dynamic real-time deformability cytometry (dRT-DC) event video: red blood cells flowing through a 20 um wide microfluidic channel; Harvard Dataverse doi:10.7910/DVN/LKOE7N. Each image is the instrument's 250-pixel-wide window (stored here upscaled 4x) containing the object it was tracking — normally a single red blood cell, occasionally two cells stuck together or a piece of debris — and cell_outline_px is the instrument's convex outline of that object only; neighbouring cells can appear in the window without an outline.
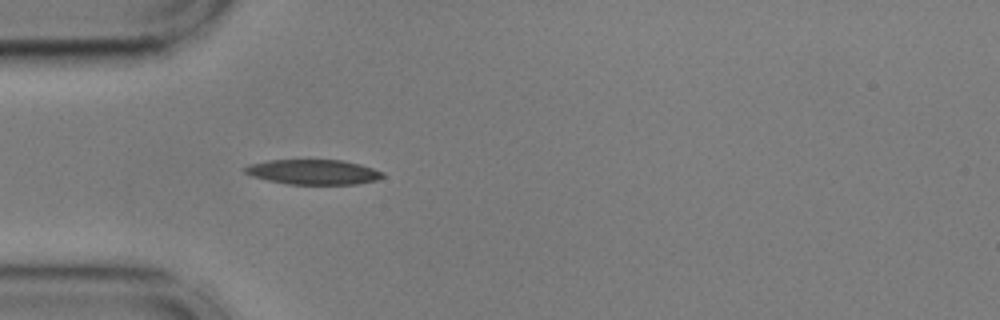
{"species": "common noctule bat (a hibernating species)", "species_latin": "Nyctalus noctula", "temperature_condition": "cold", "stored_images_in_passage": 40, "camera_frame_rate_fps": 3000, "um_per_image_px": 0.085, "animal": {"sex": "male", "body_mass_g": 17.9, "forearm_length_mm": 54.2}, "frame": {"image": 1, "passage_image": 1, "time_ms": 0.0, "image_size_px": [1000, 320], "cell_outline_px": [[384, 176], [376, 180], [356, 184], [288, 184], [268, 180], [252, 176], [244, 172], [244, 168], [248, 164], [268, 160], [344, 160], [360, 164], [384, 172]], "centroid_in_image_um": [26.63, 14.61], "position_along_channel_um": 58.4, "area_um2": 20.0}}
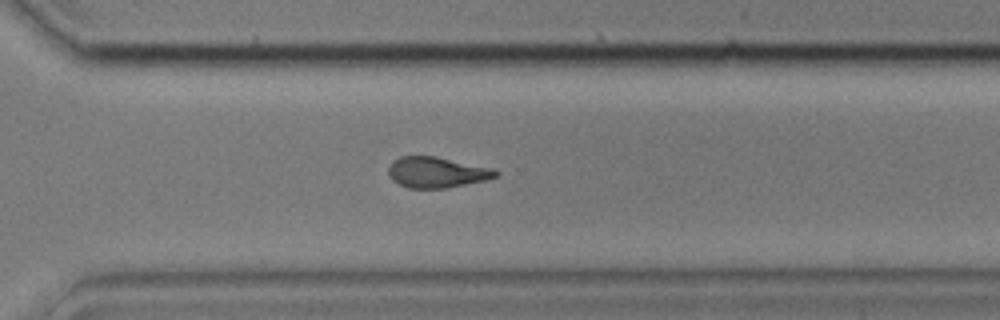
{"frame": {"image": 2, "passage_image": 24, "time_ms": 7.667, "image_size_px": [1000, 320], "cell_outline_px": [[500, 172], [496, 176], [488, 180], [448, 188], [408, 188], [392, 180], [388, 172], [388, 168], [392, 160], [400, 156], [436, 156], [492, 168]], "centroid_in_image_um": [37.13, 14.65], "position_along_channel_um": 333.5, "area_um2": 19.36}}
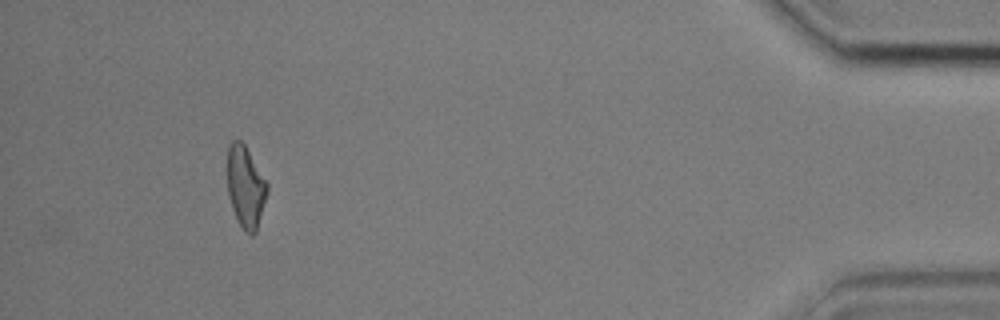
{"frame": {"image": 3, "passage_image": 36, "time_ms": 11.667, "image_size_px": [1000, 320], "cell_outline_px": [[268, 192], [256, 232], [252, 236], [244, 232], [236, 220], [228, 196], [228, 144], [232, 140], [240, 140], [244, 144], [268, 184]], "centroid_in_image_um": [20.87, 15.93], "position_along_channel_um": 414.3, "area_um2": 19.02}, "authors_computed_cell_mechanics": {"area_um2": 19.363, "velocity_mm_per_s": 3.6289, "shape_relaxation_time_tau1_ms": 5.7894, "shape_relaxation_time_tau2_ms": 3.5381, "deformation_change_tau1": 0.1784, "deformation_change_tau2": 0.1219}}